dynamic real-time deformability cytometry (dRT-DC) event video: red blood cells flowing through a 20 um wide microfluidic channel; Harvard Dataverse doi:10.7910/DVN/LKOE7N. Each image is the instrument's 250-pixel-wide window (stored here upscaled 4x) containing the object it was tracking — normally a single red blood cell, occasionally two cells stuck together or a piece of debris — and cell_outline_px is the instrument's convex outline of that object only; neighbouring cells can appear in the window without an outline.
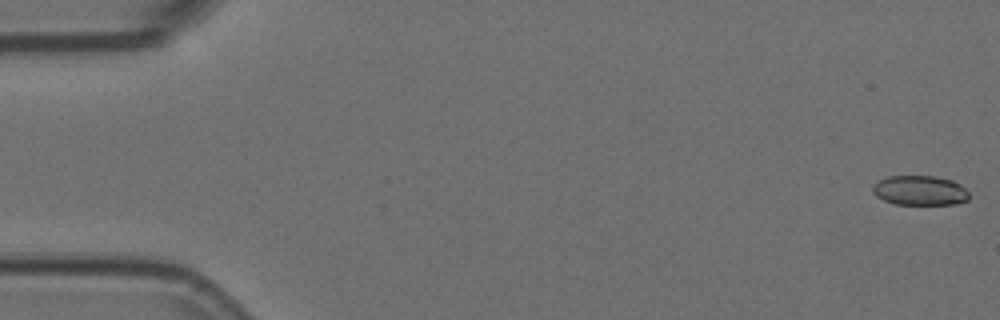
{"species": "Egyptian fruit bat (a non-hibernating species)", "species_latin": "Rousettus aegyptiacus", "temperature_condition": "room temperature", "stored_images_in_passage": 55, "camera_frame_rate_fps": 3000, "um_per_image_px": 0.085, "animal": {"sex": "female"}, "frame": {"image": 1, "passage_image": 1, "time_ms": 0.0, "image_size_px": [1000, 320], "cell_outline_px": [[968, 200], [956, 204], [896, 204], [884, 200], [876, 196], [872, 192], [872, 188], [880, 180], [888, 176], [936, 176], [952, 180], [960, 184], [968, 192]], "centroid_in_image_um": [78.2, 16.19], "position_along_channel_um": 6.8, "area_um2": 16.59}}
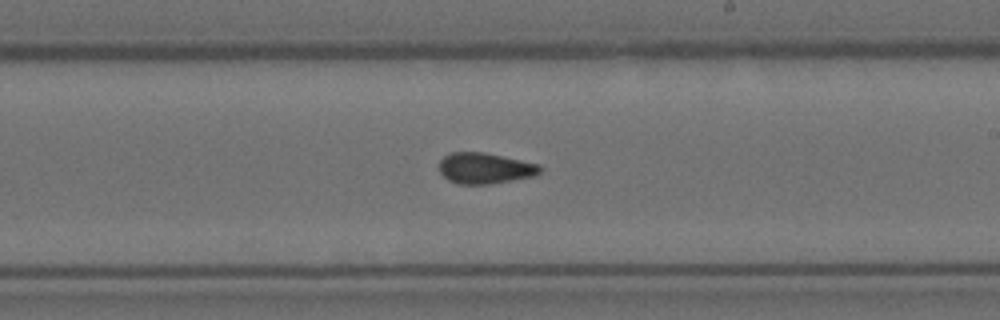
{"frame": {"image": 2, "passage_image": 32, "time_ms": 10.333, "image_size_px": [1000, 320], "cell_outline_px": [[544, 168], [536, 176], [492, 184], [460, 184], [448, 180], [440, 172], [440, 160], [444, 156], [452, 152], [484, 152], [540, 164]], "centroid_in_image_um": [41.27, 14.3], "position_along_channel_um": 247.7, "area_um2": 18.32}}
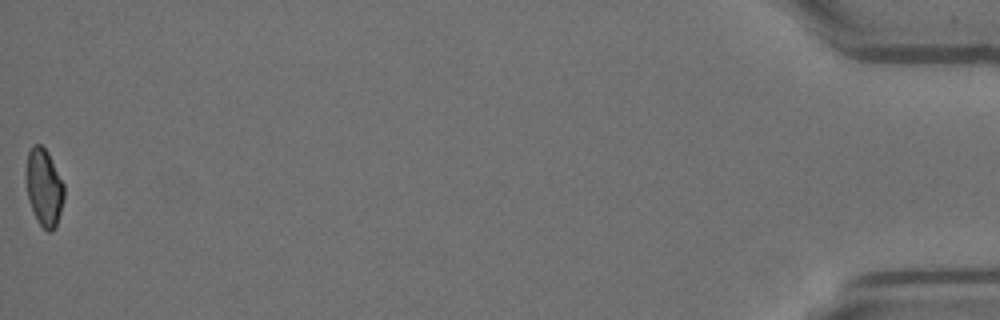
{"frame": {"image": 3, "passage_image": 55, "time_ms": 18.0, "image_size_px": [1000, 320], "cell_outline_px": [[64, 196], [56, 228], [52, 232], [48, 232], [36, 220], [28, 200], [24, 176], [28, 152], [32, 144], [40, 144], [48, 152], [64, 184]], "centroid_in_image_um": [3.71, 15.93], "position_along_channel_um": 431.5, "area_um2": 17.46}, "authors_computed_cell_mechanics": {"area_um2": 17.9758, "velocity_mm_per_s": 3.7304, "shape_relaxation_time_tau1_ms": null, "shape_relaxation_time_tau2_ms": 2.0075, "deformation_change_tau1": null, "deformation_change_tau2": 0.0767}}